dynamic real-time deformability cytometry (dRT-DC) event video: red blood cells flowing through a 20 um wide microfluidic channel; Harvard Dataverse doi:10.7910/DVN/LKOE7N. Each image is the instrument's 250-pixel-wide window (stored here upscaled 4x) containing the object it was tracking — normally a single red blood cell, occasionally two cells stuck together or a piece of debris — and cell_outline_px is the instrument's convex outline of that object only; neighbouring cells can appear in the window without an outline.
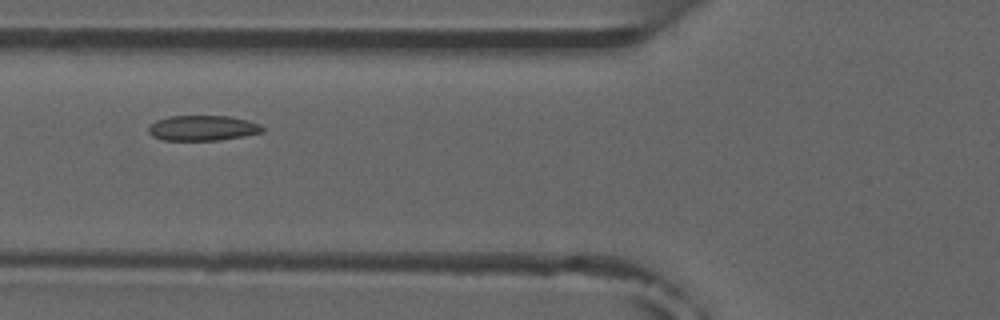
{"species": "common noctule bat (a hibernating species)", "species_latin": "Nyctalus noctula", "temperature_condition": "room temperature", "stored_images_in_passage": 8, "camera_frame_rate_fps": 3000, "um_per_image_px": 0.085, "animal": {"sex": "male", "forearm_length_mm": 52.5}, "frame": {"image": 1, "passage_image": 4, "time_ms": 4.333, "image_size_px": [1000, 320], "cell_outline_px": [[264, 132], [244, 136], [220, 140], [164, 140], [152, 136], [148, 132], [148, 128], [156, 120], [168, 116], [228, 116], [248, 120], [260, 124], [264, 128]], "centroid_in_image_um": [17.24, 10.88], "position_along_channel_um": 108.6, "area_um2": 16.82}}
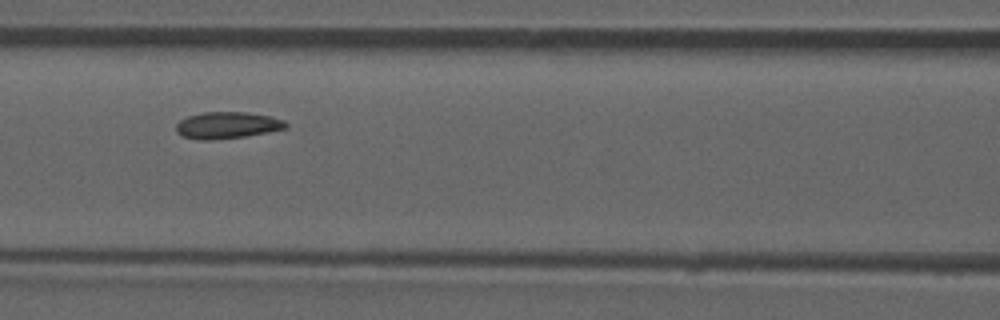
{"frame": {"image": 2, "passage_image": 5, "time_ms": 5.333, "image_size_px": [1000, 320], "cell_outline_px": [[288, 128], [268, 132], [244, 136], [212, 140], [200, 140], [180, 136], [176, 132], [176, 124], [180, 120], [188, 116], [204, 112], [248, 112], [268, 116], [284, 120], [288, 124]], "centroid_in_image_um": [19.29, 10.65], "position_along_channel_um": 147.3, "area_um2": 17.11}}